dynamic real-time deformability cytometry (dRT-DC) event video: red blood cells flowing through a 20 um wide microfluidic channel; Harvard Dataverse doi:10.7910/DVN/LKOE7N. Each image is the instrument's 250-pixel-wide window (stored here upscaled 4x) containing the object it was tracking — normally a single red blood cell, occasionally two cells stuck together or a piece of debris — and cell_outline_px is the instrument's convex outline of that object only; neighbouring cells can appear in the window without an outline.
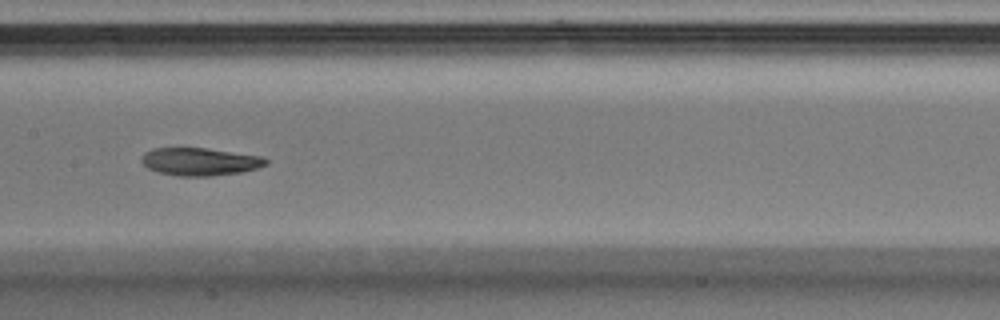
{"species": "Egyptian fruit bat (a non-hibernating species)", "species_latin": "Rousettus aegyptiacus", "temperature_condition": "warm", "stored_images_in_passage": 48, "segment_of_instrument_passage": [2, 2], "camera_frame_rate_fps": 3000, "um_per_image_px": 0.085, "animal": {"sex": "male"}, "frame": {"image": 1, "passage_image": 24, "time_ms": 7.667, "image_size_px": [1000, 320], "cell_outline_px": [[268, 164], [256, 168], [240, 172], [212, 176], [176, 176], [156, 172], [148, 168], [140, 160], [144, 152], [152, 148], [204, 148], [260, 156], [268, 160]], "centroid_in_image_um": [16.94, 13.74], "position_along_channel_um": 190.5, "area_um2": 20.06}}
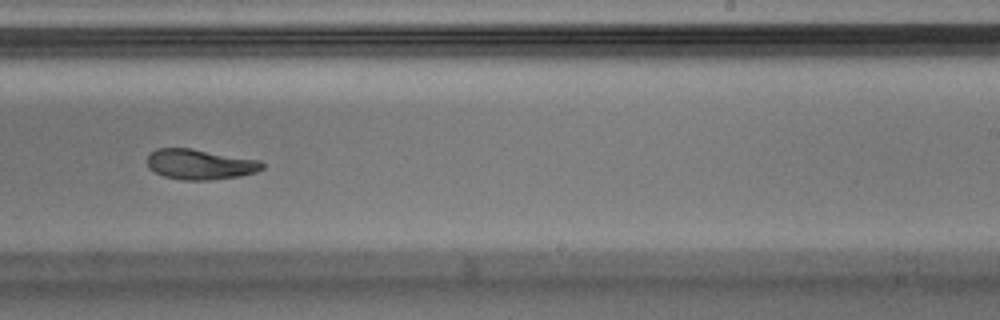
{"frame": {"image": 2, "passage_image": 30, "time_ms": 9.667, "image_size_px": [1000, 320], "cell_outline_px": [[264, 168], [256, 172], [240, 176], [212, 180], [180, 180], [164, 176], [148, 168], [148, 156], [156, 148], [192, 148], [260, 160], [264, 164]], "centroid_in_image_um": [17.02, 13.97], "position_along_channel_um": 272.0, "area_um2": 20.4}}